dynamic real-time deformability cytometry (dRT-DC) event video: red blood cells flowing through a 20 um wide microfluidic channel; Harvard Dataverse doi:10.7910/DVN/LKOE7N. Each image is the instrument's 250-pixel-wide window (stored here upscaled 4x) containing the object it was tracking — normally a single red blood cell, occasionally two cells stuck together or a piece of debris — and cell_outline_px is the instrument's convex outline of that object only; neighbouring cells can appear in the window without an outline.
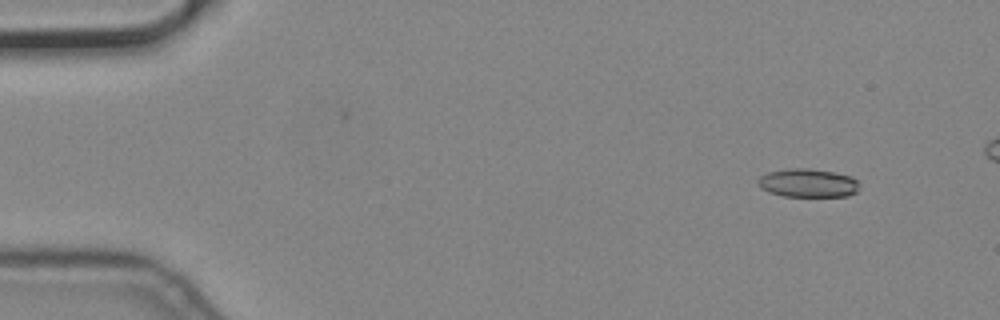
{"species": "common noctule bat (a hibernating species)", "species_latin": "Nyctalus noctula", "temperature_condition": "cold", "stored_images_in_passage": 5, "camera_frame_rate_fps": 3000, "um_per_image_px": 0.085, "animal": {"sex": "male", "body_mass_g": 19.2, "forearm_length_mm": 51.8}, "frame": {"image": 1, "passage_image": 1, "time_ms": 0.0, "image_size_px": [1000, 320], "cell_outline_px": [[860, 184], [856, 192], [848, 196], [784, 196], [768, 192], [760, 188], [756, 184], [756, 180], [760, 176], [768, 172], [788, 168], [808, 168], [832, 172], [852, 176]], "centroid_in_image_um": [68.63, 15.55], "position_along_channel_um": 16.4, "area_um2": 16.99}}